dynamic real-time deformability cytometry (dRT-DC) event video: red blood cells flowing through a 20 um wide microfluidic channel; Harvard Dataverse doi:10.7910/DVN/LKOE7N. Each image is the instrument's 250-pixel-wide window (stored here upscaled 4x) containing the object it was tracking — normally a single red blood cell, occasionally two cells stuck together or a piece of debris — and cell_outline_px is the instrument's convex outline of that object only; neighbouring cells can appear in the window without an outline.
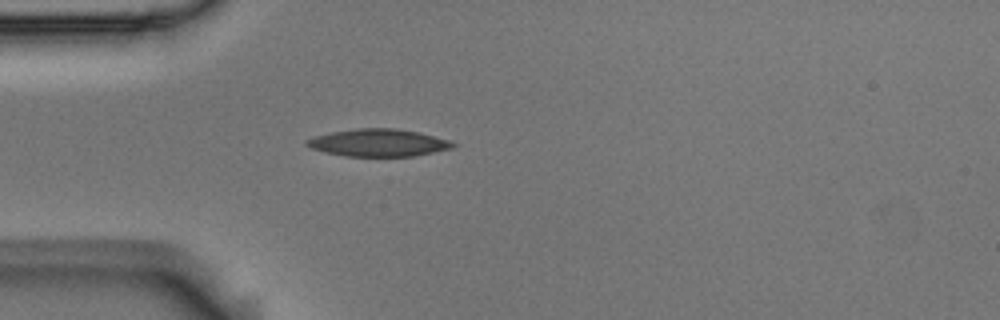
{"species": "Egyptian fruit bat (a non-hibernating species)", "species_latin": "Rousettus aegyptiacus", "temperature_condition": "room temperature", "stored_images_in_passage": 1, "camera_frame_rate_fps": 3000, "um_per_image_px": 0.085, "animal": {"sex": "male"}, "frame": {"image": 1, "passage_image": 1, "time_ms": 0.0, "image_size_px": [1000, 320], "cell_outline_px": [[460, 144], [452, 148], [412, 156], [344, 156], [324, 152], [312, 148], [304, 144], [304, 140], [316, 136], [332, 132], [356, 128], [396, 128], [416, 132], [452, 140]], "centroid_in_image_um": [32.17, 12.13], "position_along_channel_um": 52.8, "area_um2": 23.35}}